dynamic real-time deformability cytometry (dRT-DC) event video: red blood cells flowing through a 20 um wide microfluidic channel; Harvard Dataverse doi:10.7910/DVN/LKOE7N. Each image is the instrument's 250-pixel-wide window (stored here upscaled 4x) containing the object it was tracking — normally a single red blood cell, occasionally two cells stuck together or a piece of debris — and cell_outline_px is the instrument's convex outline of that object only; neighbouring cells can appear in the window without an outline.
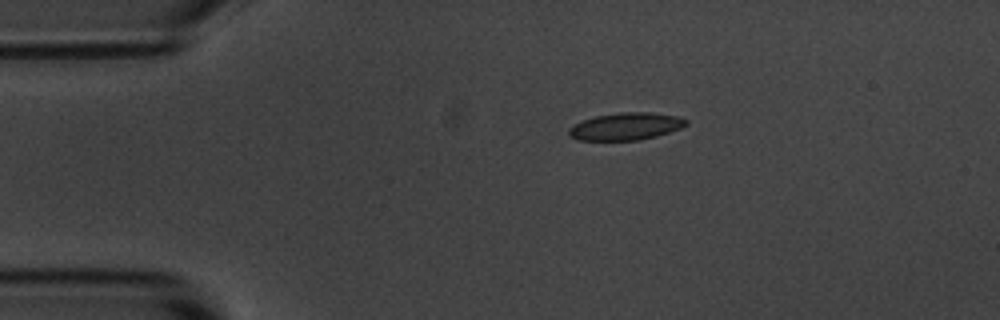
{"species": "common noctule bat (a hibernating species)", "species_latin": "Nyctalus noctula", "temperature_condition": "room temperature", "stored_images_in_passage": 46, "camera_frame_rate_fps": 3000, "um_per_image_px": 0.085, "animal": {"sex": "male", "body_mass_g": 20.1, "forearm_length_mm": 53.5}, "frame": {"image": 1, "passage_image": 1, "time_ms": 0.0, "image_size_px": [1000, 320], "cell_outline_px": [[688, 124], [680, 128], [656, 136], [636, 140], [580, 140], [568, 136], [568, 128], [572, 124], [596, 116], [620, 112], [648, 112], [676, 116], [688, 120]], "centroid_in_image_um": [53.16, 10.74], "position_along_channel_um": 31.8, "area_um2": 18.55}}
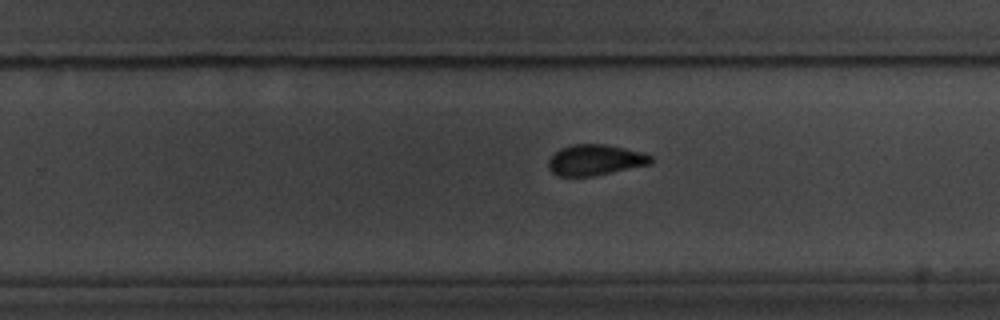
{"frame": {"image": 2, "passage_image": 25, "time_ms": 8.0, "image_size_px": [1000, 320], "cell_outline_px": [[652, 164], [592, 176], [556, 176], [548, 168], [548, 160], [560, 148], [572, 144], [604, 144], [644, 152], [652, 156]], "centroid_in_image_um": [50.59, 13.6], "position_along_channel_um": 279.2, "area_um2": 18.44}}
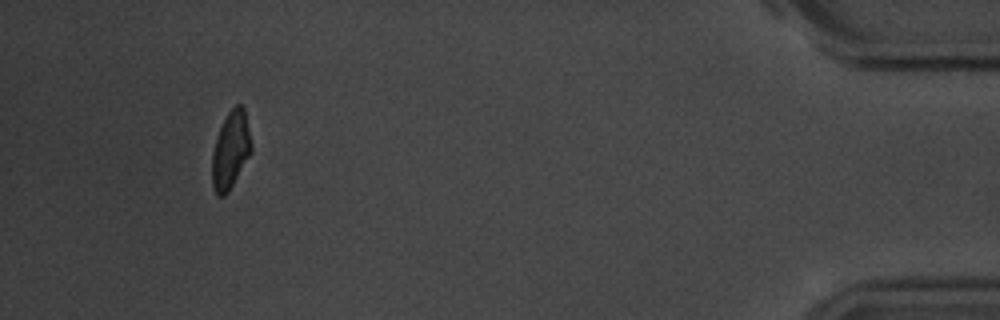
{"frame": {"image": 3, "passage_image": 42, "time_ms": 13.667, "image_size_px": [1000, 320], "cell_outline_px": [[252, 152], [228, 192], [224, 196], [216, 196], [212, 184], [212, 152], [220, 128], [228, 112], [236, 104], [240, 104], [244, 108], [252, 144]], "centroid_in_image_um": [19.61, 12.78], "position_along_channel_um": 415.6, "area_um2": 17.63}, "authors_computed_cell_mechanics": {"area_um2": 18.785, "velocity_mm_per_s": 3.6216, "shape_relaxation_time_tau1_ms": 2.9372, "shape_relaxation_time_tau2_ms": 1.3722, "deformation_change_tau1": 0.1099, "deformation_change_tau2": 0.0777}}